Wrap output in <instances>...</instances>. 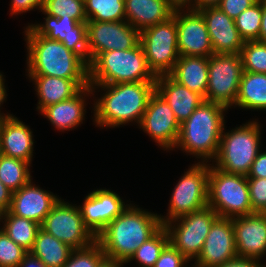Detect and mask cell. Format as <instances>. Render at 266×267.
Wrapping results in <instances>:
<instances>
[{"label": "cell", "instance_id": "46", "mask_svg": "<svg viewBox=\"0 0 266 267\" xmlns=\"http://www.w3.org/2000/svg\"><path fill=\"white\" fill-rule=\"evenodd\" d=\"M221 0H189L184 6L191 10H200L206 7L218 6Z\"/></svg>", "mask_w": 266, "mask_h": 267}, {"label": "cell", "instance_id": "26", "mask_svg": "<svg viewBox=\"0 0 266 267\" xmlns=\"http://www.w3.org/2000/svg\"><path fill=\"white\" fill-rule=\"evenodd\" d=\"M208 65L209 57L180 56L169 75L206 101Z\"/></svg>", "mask_w": 266, "mask_h": 267}, {"label": "cell", "instance_id": "16", "mask_svg": "<svg viewBox=\"0 0 266 267\" xmlns=\"http://www.w3.org/2000/svg\"><path fill=\"white\" fill-rule=\"evenodd\" d=\"M45 15V22L28 25L24 31L25 35H41L62 42L67 49L78 54L89 65L87 22L80 23L73 18Z\"/></svg>", "mask_w": 266, "mask_h": 267}, {"label": "cell", "instance_id": "5", "mask_svg": "<svg viewBox=\"0 0 266 267\" xmlns=\"http://www.w3.org/2000/svg\"><path fill=\"white\" fill-rule=\"evenodd\" d=\"M130 82H156V77L147 66L140 43L129 50L100 53L89 64V85Z\"/></svg>", "mask_w": 266, "mask_h": 267}, {"label": "cell", "instance_id": "27", "mask_svg": "<svg viewBox=\"0 0 266 267\" xmlns=\"http://www.w3.org/2000/svg\"><path fill=\"white\" fill-rule=\"evenodd\" d=\"M34 81L40 112L47 106L62 102L74 96L81 88L71 79L52 76H28Z\"/></svg>", "mask_w": 266, "mask_h": 267}, {"label": "cell", "instance_id": "49", "mask_svg": "<svg viewBox=\"0 0 266 267\" xmlns=\"http://www.w3.org/2000/svg\"><path fill=\"white\" fill-rule=\"evenodd\" d=\"M4 77L3 75L0 73V107H1V104L6 100V96H7V92H6V89H5V85H4ZM12 116V114H7L5 115L4 113H1L0 111V120L4 119V118H7V117H10Z\"/></svg>", "mask_w": 266, "mask_h": 267}, {"label": "cell", "instance_id": "28", "mask_svg": "<svg viewBox=\"0 0 266 267\" xmlns=\"http://www.w3.org/2000/svg\"><path fill=\"white\" fill-rule=\"evenodd\" d=\"M235 106L266 110V74L243 71Z\"/></svg>", "mask_w": 266, "mask_h": 267}, {"label": "cell", "instance_id": "11", "mask_svg": "<svg viewBox=\"0 0 266 267\" xmlns=\"http://www.w3.org/2000/svg\"><path fill=\"white\" fill-rule=\"evenodd\" d=\"M242 74L240 54H212L209 57L206 101L231 108L238 97Z\"/></svg>", "mask_w": 266, "mask_h": 267}, {"label": "cell", "instance_id": "34", "mask_svg": "<svg viewBox=\"0 0 266 267\" xmlns=\"http://www.w3.org/2000/svg\"><path fill=\"white\" fill-rule=\"evenodd\" d=\"M41 12L52 17L87 22L84 0H44Z\"/></svg>", "mask_w": 266, "mask_h": 267}, {"label": "cell", "instance_id": "8", "mask_svg": "<svg viewBox=\"0 0 266 267\" xmlns=\"http://www.w3.org/2000/svg\"><path fill=\"white\" fill-rule=\"evenodd\" d=\"M140 44L153 75H169L180 57L175 17L141 31Z\"/></svg>", "mask_w": 266, "mask_h": 267}, {"label": "cell", "instance_id": "44", "mask_svg": "<svg viewBox=\"0 0 266 267\" xmlns=\"http://www.w3.org/2000/svg\"><path fill=\"white\" fill-rule=\"evenodd\" d=\"M266 264L259 263V260L246 257H235L231 261H227L216 267H266Z\"/></svg>", "mask_w": 266, "mask_h": 267}, {"label": "cell", "instance_id": "30", "mask_svg": "<svg viewBox=\"0 0 266 267\" xmlns=\"http://www.w3.org/2000/svg\"><path fill=\"white\" fill-rule=\"evenodd\" d=\"M1 221L4 223L2 230L6 235L29 252L33 247L41 225L32 220L11 214L9 211L2 213Z\"/></svg>", "mask_w": 266, "mask_h": 267}, {"label": "cell", "instance_id": "38", "mask_svg": "<svg viewBox=\"0 0 266 267\" xmlns=\"http://www.w3.org/2000/svg\"><path fill=\"white\" fill-rule=\"evenodd\" d=\"M26 253L0 228V267H18Z\"/></svg>", "mask_w": 266, "mask_h": 267}, {"label": "cell", "instance_id": "41", "mask_svg": "<svg viewBox=\"0 0 266 267\" xmlns=\"http://www.w3.org/2000/svg\"><path fill=\"white\" fill-rule=\"evenodd\" d=\"M258 0H221L218 7L233 20Z\"/></svg>", "mask_w": 266, "mask_h": 267}, {"label": "cell", "instance_id": "39", "mask_svg": "<svg viewBox=\"0 0 266 267\" xmlns=\"http://www.w3.org/2000/svg\"><path fill=\"white\" fill-rule=\"evenodd\" d=\"M254 212L266 213V178H247Z\"/></svg>", "mask_w": 266, "mask_h": 267}, {"label": "cell", "instance_id": "2", "mask_svg": "<svg viewBox=\"0 0 266 267\" xmlns=\"http://www.w3.org/2000/svg\"><path fill=\"white\" fill-rule=\"evenodd\" d=\"M98 86V87H97ZM103 88L105 94L94 103V122L101 127H119L129 122L140 124L156 82H130L90 85ZM106 89V90H105Z\"/></svg>", "mask_w": 266, "mask_h": 267}, {"label": "cell", "instance_id": "18", "mask_svg": "<svg viewBox=\"0 0 266 267\" xmlns=\"http://www.w3.org/2000/svg\"><path fill=\"white\" fill-rule=\"evenodd\" d=\"M237 257L232 219L218 217L212 224L202 251L194 264L216 267Z\"/></svg>", "mask_w": 266, "mask_h": 267}, {"label": "cell", "instance_id": "21", "mask_svg": "<svg viewBox=\"0 0 266 267\" xmlns=\"http://www.w3.org/2000/svg\"><path fill=\"white\" fill-rule=\"evenodd\" d=\"M59 198L52 192L33 185L32 179L18 191L12 193L9 207L11 214L32 220L42 225Z\"/></svg>", "mask_w": 266, "mask_h": 267}, {"label": "cell", "instance_id": "25", "mask_svg": "<svg viewBox=\"0 0 266 267\" xmlns=\"http://www.w3.org/2000/svg\"><path fill=\"white\" fill-rule=\"evenodd\" d=\"M93 89L89 86L81 88L74 96L62 102L45 107L41 115L46 117L53 126L61 131L78 127L83 123L85 117V96L93 94Z\"/></svg>", "mask_w": 266, "mask_h": 267}, {"label": "cell", "instance_id": "12", "mask_svg": "<svg viewBox=\"0 0 266 267\" xmlns=\"http://www.w3.org/2000/svg\"><path fill=\"white\" fill-rule=\"evenodd\" d=\"M41 228L74 250L86 248L96 241L85 226L79 207L61 198L45 217Z\"/></svg>", "mask_w": 266, "mask_h": 267}, {"label": "cell", "instance_id": "48", "mask_svg": "<svg viewBox=\"0 0 266 267\" xmlns=\"http://www.w3.org/2000/svg\"><path fill=\"white\" fill-rule=\"evenodd\" d=\"M260 25L259 41L266 43V0H262V18Z\"/></svg>", "mask_w": 266, "mask_h": 267}, {"label": "cell", "instance_id": "15", "mask_svg": "<svg viewBox=\"0 0 266 267\" xmlns=\"http://www.w3.org/2000/svg\"><path fill=\"white\" fill-rule=\"evenodd\" d=\"M139 127L163 150L175 147L180 132V123L174 112L156 90L148 101Z\"/></svg>", "mask_w": 266, "mask_h": 267}, {"label": "cell", "instance_id": "31", "mask_svg": "<svg viewBox=\"0 0 266 267\" xmlns=\"http://www.w3.org/2000/svg\"><path fill=\"white\" fill-rule=\"evenodd\" d=\"M30 163L6 155L0 157V180L12 192L18 191L31 180Z\"/></svg>", "mask_w": 266, "mask_h": 267}, {"label": "cell", "instance_id": "14", "mask_svg": "<svg viewBox=\"0 0 266 267\" xmlns=\"http://www.w3.org/2000/svg\"><path fill=\"white\" fill-rule=\"evenodd\" d=\"M173 16L180 56L210 57L214 54L205 19L199 11L177 6Z\"/></svg>", "mask_w": 266, "mask_h": 267}, {"label": "cell", "instance_id": "22", "mask_svg": "<svg viewBox=\"0 0 266 267\" xmlns=\"http://www.w3.org/2000/svg\"><path fill=\"white\" fill-rule=\"evenodd\" d=\"M0 144L3 155L32 163V131L14 115L0 120Z\"/></svg>", "mask_w": 266, "mask_h": 267}, {"label": "cell", "instance_id": "19", "mask_svg": "<svg viewBox=\"0 0 266 267\" xmlns=\"http://www.w3.org/2000/svg\"><path fill=\"white\" fill-rule=\"evenodd\" d=\"M237 256L260 260L266 253V213L232 218Z\"/></svg>", "mask_w": 266, "mask_h": 267}, {"label": "cell", "instance_id": "4", "mask_svg": "<svg viewBox=\"0 0 266 267\" xmlns=\"http://www.w3.org/2000/svg\"><path fill=\"white\" fill-rule=\"evenodd\" d=\"M225 106L203 101L188 119L180 124V132L174 148L201 158V163L215 159L223 127ZM203 160V161H202Z\"/></svg>", "mask_w": 266, "mask_h": 267}, {"label": "cell", "instance_id": "35", "mask_svg": "<svg viewBox=\"0 0 266 267\" xmlns=\"http://www.w3.org/2000/svg\"><path fill=\"white\" fill-rule=\"evenodd\" d=\"M261 18L262 0H258L234 19L239 35L244 41H259Z\"/></svg>", "mask_w": 266, "mask_h": 267}, {"label": "cell", "instance_id": "52", "mask_svg": "<svg viewBox=\"0 0 266 267\" xmlns=\"http://www.w3.org/2000/svg\"><path fill=\"white\" fill-rule=\"evenodd\" d=\"M2 156V151H1V144H0V157Z\"/></svg>", "mask_w": 266, "mask_h": 267}, {"label": "cell", "instance_id": "43", "mask_svg": "<svg viewBox=\"0 0 266 267\" xmlns=\"http://www.w3.org/2000/svg\"><path fill=\"white\" fill-rule=\"evenodd\" d=\"M260 150L256 159L251 164L247 178H266V151Z\"/></svg>", "mask_w": 266, "mask_h": 267}, {"label": "cell", "instance_id": "23", "mask_svg": "<svg viewBox=\"0 0 266 267\" xmlns=\"http://www.w3.org/2000/svg\"><path fill=\"white\" fill-rule=\"evenodd\" d=\"M156 91L171 107L180 124L204 101L201 95L179 84L170 75L156 77Z\"/></svg>", "mask_w": 266, "mask_h": 267}, {"label": "cell", "instance_id": "24", "mask_svg": "<svg viewBox=\"0 0 266 267\" xmlns=\"http://www.w3.org/2000/svg\"><path fill=\"white\" fill-rule=\"evenodd\" d=\"M126 21L139 32L164 22L177 7L171 0H124Z\"/></svg>", "mask_w": 266, "mask_h": 267}, {"label": "cell", "instance_id": "33", "mask_svg": "<svg viewBox=\"0 0 266 267\" xmlns=\"http://www.w3.org/2000/svg\"><path fill=\"white\" fill-rule=\"evenodd\" d=\"M168 244V232L162 226L151 238L136 249L135 253L126 263L131 260H137L141 267H154L155 262Z\"/></svg>", "mask_w": 266, "mask_h": 267}, {"label": "cell", "instance_id": "37", "mask_svg": "<svg viewBox=\"0 0 266 267\" xmlns=\"http://www.w3.org/2000/svg\"><path fill=\"white\" fill-rule=\"evenodd\" d=\"M105 258L102 247L95 241L86 248L73 250L69 260L62 267H98Z\"/></svg>", "mask_w": 266, "mask_h": 267}, {"label": "cell", "instance_id": "7", "mask_svg": "<svg viewBox=\"0 0 266 267\" xmlns=\"http://www.w3.org/2000/svg\"><path fill=\"white\" fill-rule=\"evenodd\" d=\"M209 164L208 206L219 217L235 218L255 213L245 175L227 173Z\"/></svg>", "mask_w": 266, "mask_h": 267}, {"label": "cell", "instance_id": "32", "mask_svg": "<svg viewBox=\"0 0 266 267\" xmlns=\"http://www.w3.org/2000/svg\"><path fill=\"white\" fill-rule=\"evenodd\" d=\"M87 20L98 22L125 21L124 0H84Z\"/></svg>", "mask_w": 266, "mask_h": 267}, {"label": "cell", "instance_id": "1", "mask_svg": "<svg viewBox=\"0 0 266 267\" xmlns=\"http://www.w3.org/2000/svg\"><path fill=\"white\" fill-rule=\"evenodd\" d=\"M159 215L128 205L96 237L106 258L126 262L161 227Z\"/></svg>", "mask_w": 266, "mask_h": 267}, {"label": "cell", "instance_id": "20", "mask_svg": "<svg viewBox=\"0 0 266 267\" xmlns=\"http://www.w3.org/2000/svg\"><path fill=\"white\" fill-rule=\"evenodd\" d=\"M205 19L214 54H240L244 40L234 20L218 6L198 10Z\"/></svg>", "mask_w": 266, "mask_h": 267}, {"label": "cell", "instance_id": "6", "mask_svg": "<svg viewBox=\"0 0 266 267\" xmlns=\"http://www.w3.org/2000/svg\"><path fill=\"white\" fill-rule=\"evenodd\" d=\"M260 126L258 122L251 121L225 133L224 125L219 150L212 161L216 162L214 167L227 173L247 176L260 151Z\"/></svg>", "mask_w": 266, "mask_h": 267}, {"label": "cell", "instance_id": "47", "mask_svg": "<svg viewBox=\"0 0 266 267\" xmlns=\"http://www.w3.org/2000/svg\"><path fill=\"white\" fill-rule=\"evenodd\" d=\"M18 267H47L39 258L27 252Z\"/></svg>", "mask_w": 266, "mask_h": 267}, {"label": "cell", "instance_id": "10", "mask_svg": "<svg viewBox=\"0 0 266 267\" xmlns=\"http://www.w3.org/2000/svg\"><path fill=\"white\" fill-rule=\"evenodd\" d=\"M218 217L216 211L207 206L163 226L168 232L169 243L191 261L200 255L210 228Z\"/></svg>", "mask_w": 266, "mask_h": 267}, {"label": "cell", "instance_id": "42", "mask_svg": "<svg viewBox=\"0 0 266 267\" xmlns=\"http://www.w3.org/2000/svg\"><path fill=\"white\" fill-rule=\"evenodd\" d=\"M44 0H11L12 15L21 14L33 9H42Z\"/></svg>", "mask_w": 266, "mask_h": 267}, {"label": "cell", "instance_id": "40", "mask_svg": "<svg viewBox=\"0 0 266 267\" xmlns=\"http://www.w3.org/2000/svg\"><path fill=\"white\" fill-rule=\"evenodd\" d=\"M189 260L170 243L163 249L154 267H186ZM186 264V265H185ZM185 265V266H184Z\"/></svg>", "mask_w": 266, "mask_h": 267}, {"label": "cell", "instance_id": "3", "mask_svg": "<svg viewBox=\"0 0 266 267\" xmlns=\"http://www.w3.org/2000/svg\"><path fill=\"white\" fill-rule=\"evenodd\" d=\"M29 76H52L89 86V65L62 42L41 35H25Z\"/></svg>", "mask_w": 266, "mask_h": 267}, {"label": "cell", "instance_id": "29", "mask_svg": "<svg viewBox=\"0 0 266 267\" xmlns=\"http://www.w3.org/2000/svg\"><path fill=\"white\" fill-rule=\"evenodd\" d=\"M73 250L40 228L29 252L39 258L47 267H62L69 260Z\"/></svg>", "mask_w": 266, "mask_h": 267}, {"label": "cell", "instance_id": "13", "mask_svg": "<svg viewBox=\"0 0 266 267\" xmlns=\"http://www.w3.org/2000/svg\"><path fill=\"white\" fill-rule=\"evenodd\" d=\"M140 43V32L125 21L87 20L89 64L100 54L112 50H129Z\"/></svg>", "mask_w": 266, "mask_h": 267}, {"label": "cell", "instance_id": "45", "mask_svg": "<svg viewBox=\"0 0 266 267\" xmlns=\"http://www.w3.org/2000/svg\"><path fill=\"white\" fill-rule=\"evenodd\" d=\"M12 191H10L0 180V212L4 213L9 210L11 200H12Z\"/></svg>", "mask_w": 266, "mask_h": 267}, {"label": "cell", "instance_id": "50", "mask_svg": "<svg viewBox=\"0 0 266 267\" xmlns=\"http://www.w3.org/2000/svg\"><path fill=\"white\" fill-rule=\"evenodd\" d=\"M98 267H123V262L105 258Z\"/></svg>", "mask_w": 266, "mask_h": 267}, {"label": "cell", "instance_id": "36", "mask_svg": "<svg viewBox=\"0 0 266 267\" xmlns=\"http://www.w3.org/2000/svg\"><path fill=\"white\" fill-rule=\"evenodd\" d=\"M243 71L266 74V43L245 41L240 51Z\"/></svg>", "mask_w": 266, "mask_h": 267}, {"label": "cell", "instance_id": "51", "mask_svg": "<svg viewBox=\"0 0 266 267\" xmlns=\"http://www.w3.org/2000/svg\"><path fill=\"white\" fill-rule=\"evenodd\" d=\"M176 6H184L189 0H171Z\"/></svg>", "mask_w": 266, "mask_h": 267}, {"label": "cell", "instance_id": "9", "mask_svg": "<svg viewBox=\"0 0 266 267\" xmlns=\"http://www.w3.org/2000/svg\"><path fill=\"white\" fill-rule=\"evenodd\" d=\"M209 164H193L176 184L167 216L159 215L162 225L208 206Z\"/></svg>", "mask_w": 266, "mask_h": 267}, {"label": "cell", "instance_id": "17", "mask_svg": "<svg viewBox=\"0 0 266 267\" xmlns=\"http://www.w3.org/2000/svg\"><path fill=\"white\" fill-rule=\"evenodd\" d=\"M120 196L108 189L90 192L82 206H78L85 226L97 237L106 226L128 206Z\"/></svg>", "mask_w": 266, "mask_h": 267}]
</instances>
